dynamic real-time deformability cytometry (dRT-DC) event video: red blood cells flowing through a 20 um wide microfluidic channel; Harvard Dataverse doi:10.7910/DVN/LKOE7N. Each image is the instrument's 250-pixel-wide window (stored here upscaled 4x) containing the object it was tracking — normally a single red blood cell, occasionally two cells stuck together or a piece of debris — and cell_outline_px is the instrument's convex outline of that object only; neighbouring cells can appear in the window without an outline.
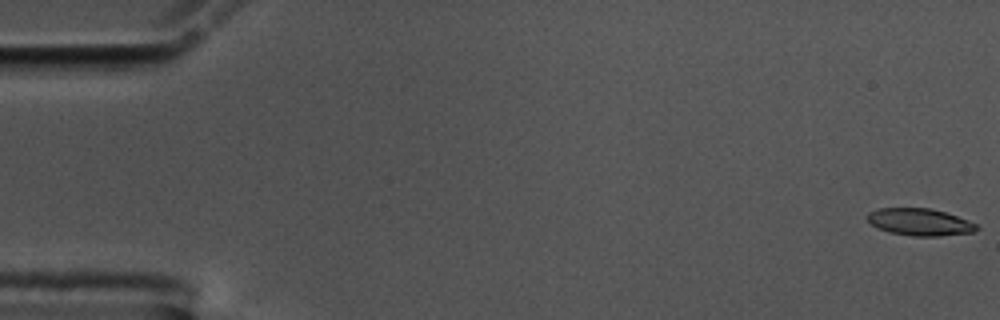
{"species": "common noctule bat (a hibernating species)", "species_latin": "Nyctalus noctula", "temperature_condition": "cold", "stored_images_in_passage": 57, "camera_frame_rate_fps": 3000, "um_per_image_px": 0.085, "animal": {"sex": "male", "body_mass_g": 17.5, "forearm_length_mm": 52.3}, "frame": {"image": 1, "passage_image": 1, "time_ms": 0.0, "image_size_px": [1000, 320], "cell_outline_px": [[980, 228], [972, 232], [936, 236], [912, 236], [888, 232], [876, 228], [868, 220], [868, 212], [876, 208], [928, 208], [944, 212], [968, 220], [976, 224]], "centroid_in_image_um": [78.14, 18.87], "position_along_channel_um": 6.9, "area_um2": 17.17}}
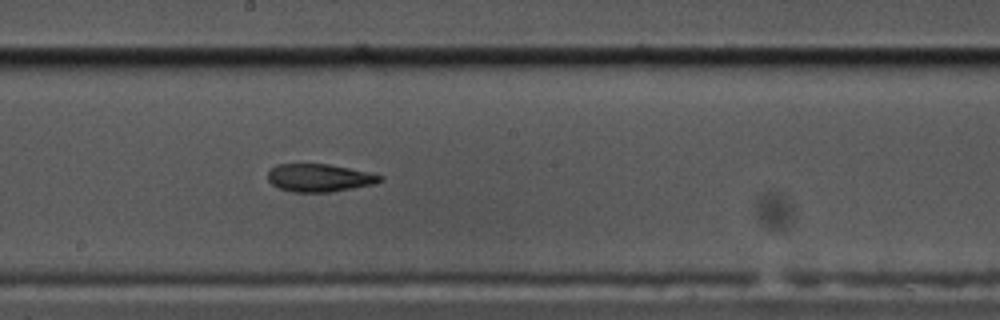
{"frame": {"image": 2, "passage_image": 31, "time_ms": 10.0, "image_size_px": [1000, 320], "cell_outline_px": [[384, 180], [376, 184], [332, 192], [292, 192], [280, 188], [272, 184], [268, 180], [268, 172], [276, 164], [328, 164], [368, 172], [384, 176]], "centroid_in_image_um": [27.18, 15.12], "position_along_channel_um": 221.0, "area_um2": 18.26}}
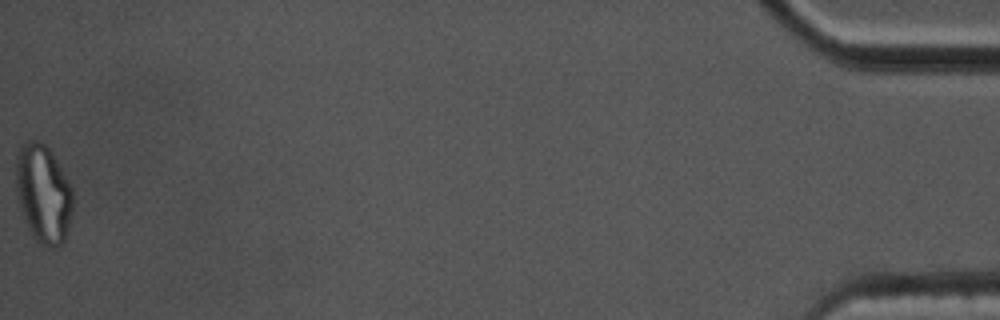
{"frame": {"image": 3, "passage_image": 57, "time_ms": 18.667, "image_size_px": [1000, 320], "cell_outline_px": [[72, 216], [64, 240], [56, 248], [52, 248], [40, 244], [32, 236], [24, 220], [20, 208], [16, 192], [16, 156], [20, 144], [28, 140], [40, 140], [48, 148], [56, 160], [72, 188]], "centroid_in_image_um": [3.66, 16.46], "position_along_channel_um": 431.5, "area_um2": 32.77}, "authors_computed_cell_mechanics": {"area_um2": 18.7272, "velocity_mm_per_s": 3.5814, "shape_relaxation_time_tau1_ms": null, "shape_relaxation_time_tau2_ms": 4.8327, "deformation_change_tau1": null, "deformation_change_tau2": 0.1095}}